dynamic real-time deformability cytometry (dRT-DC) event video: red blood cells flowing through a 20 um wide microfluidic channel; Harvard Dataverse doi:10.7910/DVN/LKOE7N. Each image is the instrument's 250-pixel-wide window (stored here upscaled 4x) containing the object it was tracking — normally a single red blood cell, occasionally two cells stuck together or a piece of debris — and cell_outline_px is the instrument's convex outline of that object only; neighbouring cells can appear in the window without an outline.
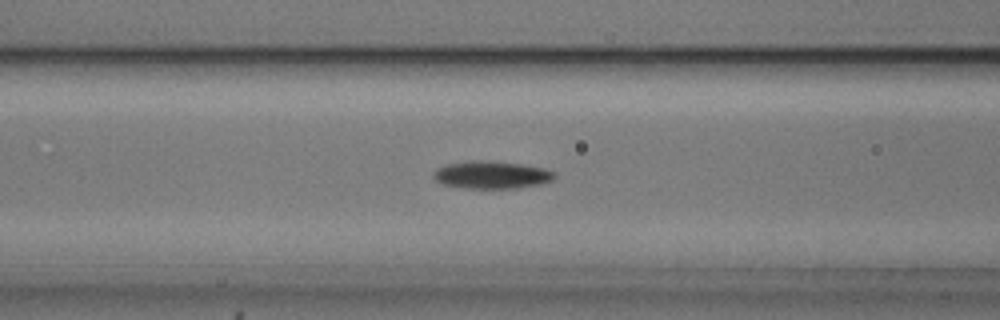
{"species": "common noctule bat (a hibernating species)", "species_latin": "Nyctalus noctula", "temperature_condition": "cold", "stored_images_in_passage": 55, "camera_frame_rate_fps": 3000, "um_per_image_px": 0.085, "animal": {"sex": "male", "body_mass_g": 20.5, "forearm_length_mm": 52.5}, "frame": {"image": 1, "passage_image": 22, "time_ms": 7.0, "image_size_px": [1000, 320], "cell_outline_px": [[556, 176], [552, 180], [540, 184], [520, 188], [464, 188], [444, 184], [436, 180], [432, 176], [432, 172], [436, 168], [444, 164], [468, 160], [488, 160], [520, 164], [544, 168], [556, 172]], "centroid_in_image_um": [41.76, 14.85], "position_along_channel_um": 124.8, "area_um2": 19.71}}
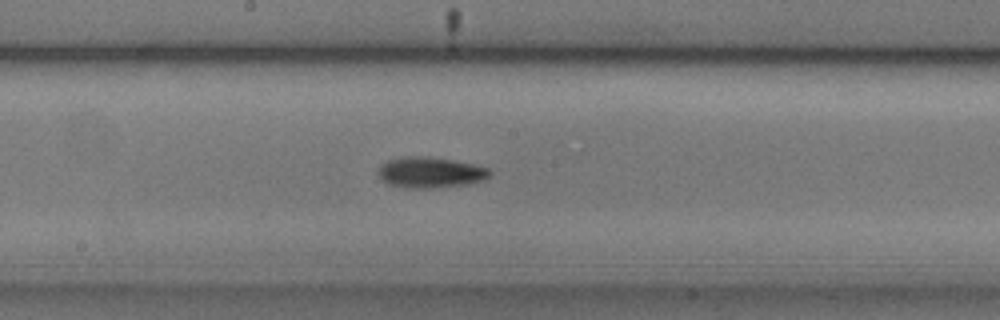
{"frame": {"image": 2, "passage_image": 29, "time_ms": 9.333, "image_size_px": [1000, 320], "cell_outline_px": [[492, 172], [484, 180], [468, 184], [432, 188], [408, 188], [388, 184], [380, 180], [380, 164], [388, 160], [404, 156], [428, 156], [452, 160], [472, 164], [488, 168]], "centroid_in_image_um": [36.56, 14.66], "position_along_channel_um": 211.6, "area_um2": 20.0}}
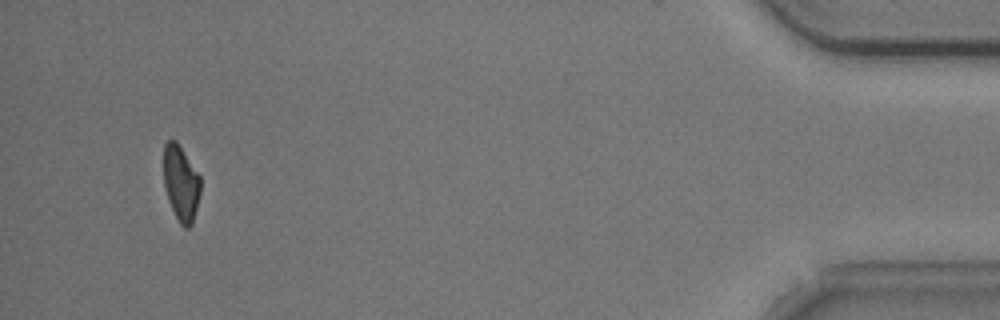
{"frame": {"image": 3, "passage_image": 52, "time_ms": 17.0, "image_size_px": [1000, 320], "cell_outline_px": [[200, 192], [192, 224], [188, 228], [184, 228], [180, 224], [168, 200], [164, 184], [164, 144], [168, 140], [176, 140], [200, 176]], "centroid_in_image_um": [15.37, 15.57], "position_along_channel_um": 419.8, "area_um2": 16.01}, "authors_computed_cell_mechanics": {"area_um2": 17.8024, "velocity_mm_per_s": 3.7125, "shape_relaxation_time_tau1_ms": 2.0663, "shape_relaxation_time_tau2_ms": null, "deformation_change_tau1": 0.1111, "deformation_change_tau2": null}}